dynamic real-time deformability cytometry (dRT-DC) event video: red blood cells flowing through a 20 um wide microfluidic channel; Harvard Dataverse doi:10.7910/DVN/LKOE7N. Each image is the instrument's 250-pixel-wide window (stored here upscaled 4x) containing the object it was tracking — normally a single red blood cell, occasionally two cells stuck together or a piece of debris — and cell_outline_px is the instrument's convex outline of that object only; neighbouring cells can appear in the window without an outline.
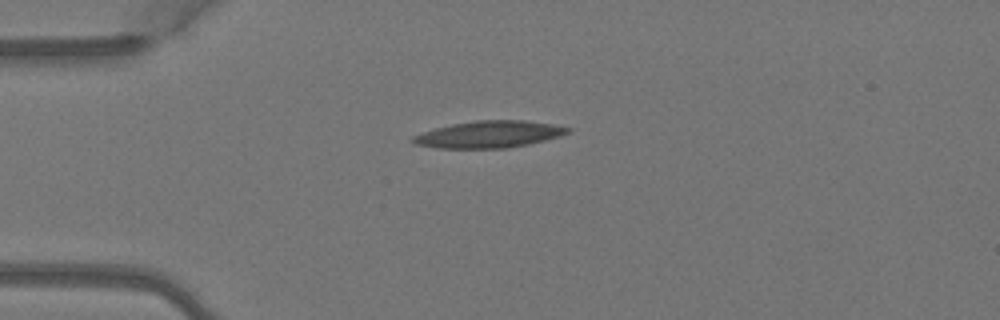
{"species": "Egyptian fruit bat (a non-hibernating species)", "species_latin": "Rousettus aegyptiacus", "temperature_condition": "warm", "stored_images_in_passage": 3, "camera_frame_rate_fps": 3000, "um_per_image_px": 0.085, "animal": {"sex": "female"}, "frame": {"image": 1, "passage_image": 1, "time_ms": 0.0, "image_size_px": [1000, 320], "cell_outline_px": [[572, 128], [568, 132], [560, 136], [528, 144], [508, 148], [436, 148], [416, 144], [412, 140], [412, 136], [436, 128], [452, 124], [476, 120], [524, 120], [552, 124]], "centroid_in_image_um": [41.58, 11.42], "position_along_channel_um": 43.4, "area_um2": 24.04}}
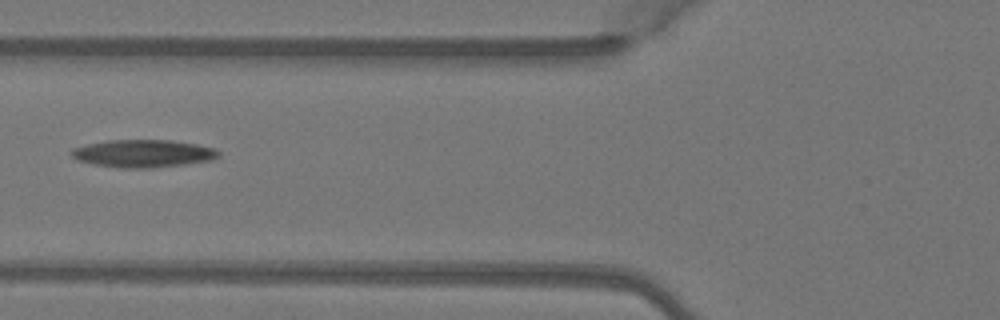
{"frame": {"image": 2, "passage_image": 3, "time_ms": 0.667, "image_size_px": [1000, 320], "cell_outline_px": [[220, 156], [212, 160], [156, 168], [120, 168], [92, 164], [76, 160], [68, 152], [72, 148], [88, 144], [108, 140], [172, 140], [196, 144], [216, 148], [220, 152]], "centroid_in_image_um": [12.16, 13.05], "position_along_channel_um": 113.6, "area_um2": 23.99}}